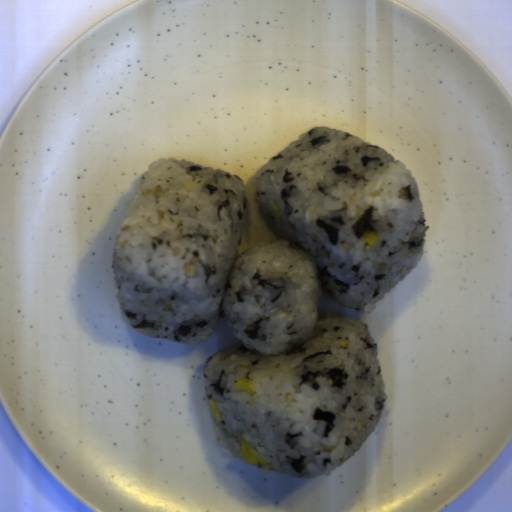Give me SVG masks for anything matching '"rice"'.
I'll return each instance as SVG.
<instances>
[{
  "instance_id": "1",
  "label": "rice",
  "mask_w": 512,
  "mask_h": 512,
  "mask_svg": "<svg viewBox=\"0 0 512 512\" xmlns=\"http://www.w3.org/2000/svg\"><path fill=\"white\" fill-rule=\"evenodd\" d=\"M251 184L278 236L240 253L247 192L238 175L181 159L149 163L111 254L121 320L133 333L196 346L226 319L237 341L203 367L222 454L249 464L246 440L267 463L252 465L261 471L325 477L377 427L386 391L369 326L320 313V300L369 314L408 278L425 247L420 192L392 154L318 126ZM371 230L379 244L367 250ZM241 377L256 395L235 390Z\"/></svg>"
}]
</instances>
